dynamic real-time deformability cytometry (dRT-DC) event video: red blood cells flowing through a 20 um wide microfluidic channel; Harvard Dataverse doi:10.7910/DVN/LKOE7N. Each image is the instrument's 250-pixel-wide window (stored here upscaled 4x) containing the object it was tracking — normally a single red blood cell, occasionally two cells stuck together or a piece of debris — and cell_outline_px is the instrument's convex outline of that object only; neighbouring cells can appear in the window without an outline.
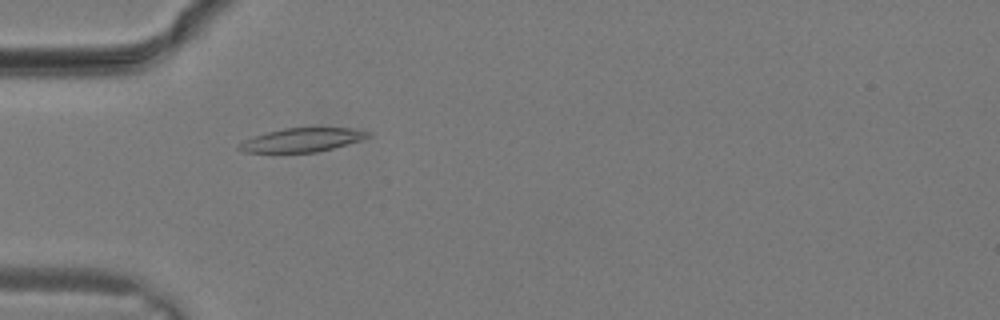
{"species": "common noctule bat (a hibernating species)", "species_latin": "Nyctalus noctula", "temperature_condition": "warm", "stored_images_in_passage": 12, "camera_frame_rate_fps": 3000, "um_per_image_px": 0.085, "animal": {"sex": "male", "body_mass_g": 19.2, "forearm_length_mm": 51.8}, "frame": {"image": 1, "passage_image": 10, "time_ms": 3.0, "image_size_px": [1000, 320], "cell_outline_px": [[372, 136], [360, 140], [332, 148], [316, 152], [244, 152], [236, 148], [236, 144], [244, 140], [268, 132], [284, 128], [348, 128], [368, 132]], "centroid_in_image_um": [25.62, 11.9], "position_along_channel_um": 59.4, "area_um2": 17.51}}
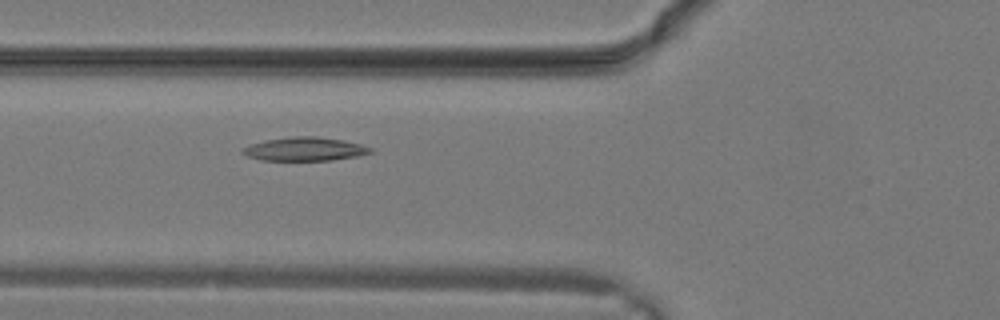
{"frame": {"image": 2, "passage_image": 12, "time_ms": 3.667, "image_size_px": [1000, 320], "cell_outline_px": [[372, 152], [356, 156], [332, 160], [260, 160], [248, 156], [240, 152], [240, 148], [264, 140], [292, 136], [316, 136], [344, 140], [360, 144], [372, 148]], "centroid_in_image_um": [25.86, 12.66], "position_along_channel_um": 99.9, "area_um2": 17.57}}